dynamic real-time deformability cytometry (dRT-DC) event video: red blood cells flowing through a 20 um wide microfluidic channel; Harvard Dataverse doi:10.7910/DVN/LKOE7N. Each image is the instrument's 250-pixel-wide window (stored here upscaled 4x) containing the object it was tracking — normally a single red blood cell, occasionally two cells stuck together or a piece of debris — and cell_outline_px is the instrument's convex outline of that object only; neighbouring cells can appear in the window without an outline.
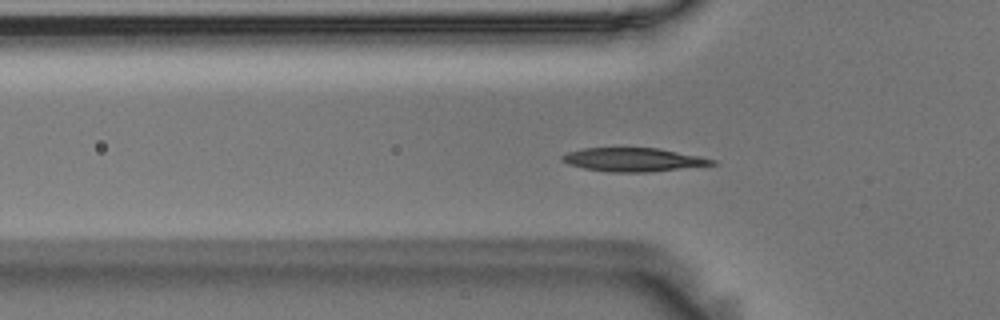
{"species": "Egyptian fruit bat (a non-hibernating species)", "species_latin": "Rousettus aegyptiacus", "temperature_condition": "room temperature", "stored_images_in_passage": 42, "camera_frame_rate_fps": 3000, "um_per_image_px": 0.085, "animal": {"sex": "male"}, "frame": {"image": 1, "passage_image": 3, "time_ms": 0.667, "image_size_px": [1000, 320], "cell_outline_px": [[720, 164], [648, 172], [608, 172], [584, 168], [568, 164], [560, 160], [560, 156], [568, 152], [584, 148], [656, 148], [700, 156], [716, 160]], "centroid_in_image_um": [53.83, 13.58], "position_along_channel_um": 72.0, "area_um2": 20.63}}
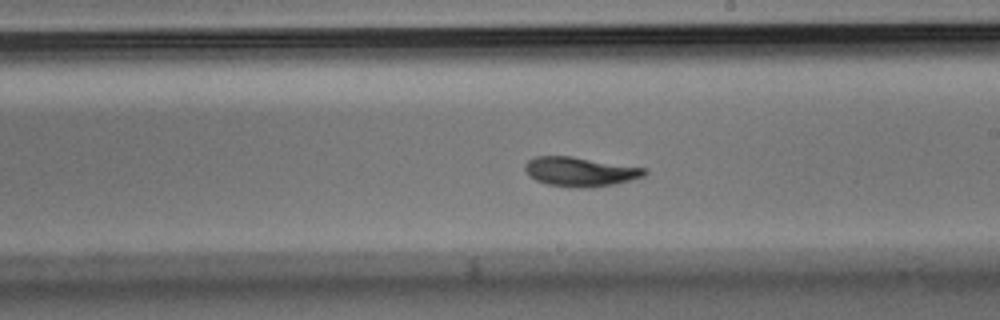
{"frame": {"image": 2, "passage_image": 17, "time_ms": 5.333, "image_size_px": [1000, 320], "cell_outline_px": [[648, 172], [644, 176], [616, 184], [592, 188], [576, 188], [548, 184], [536, 180], [524, 168], [524, 164], [528, 160], [536, 156], [572, 156], [648, 168]], "centroid_in_image_um": [49.37, 14.59], "position_along_channel_um": 239.6, "area_um2": 20.58}}
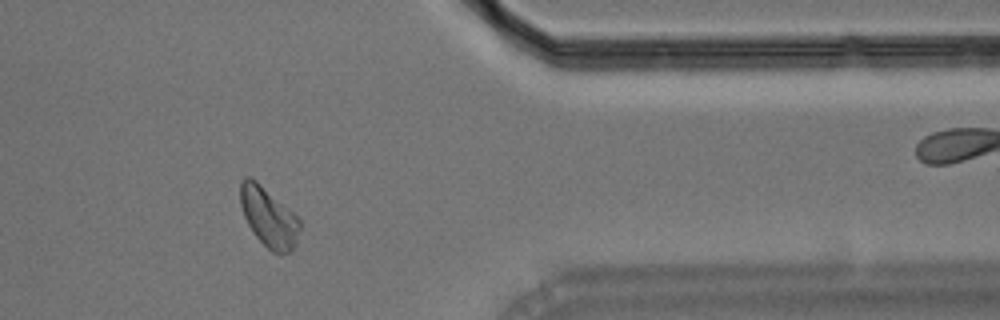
{"frame": {"image": 3, "passage_image": 31, "time_ms": 10.0, "image_size_px": [1000, 320], "cell_outline_px": [[300, 228], [296, 244], [292, 252], [280, 256], [272, 252], [252, 232], [244, 216], [240, 204], [240, 180], [244, 176], [248, 176], [256, 180], [292, 212], [300, 220]], "centroid_in_image_um": [22.83, 18.49], "position_along_channel_um": 388.6, "area_um2": 20.69}, "authors_computed_cell_mechanics": {"area_um2": 20.4612, "velocity_mm_per_s": 3.582, "shape_relaxation_time_tau1_ms": 3.2817, "shape_relaxation_time_tau2_ms": 2.2448, "deformation_change_tau1": 0.1112, "deformation_change_tau2": 0.0521}}